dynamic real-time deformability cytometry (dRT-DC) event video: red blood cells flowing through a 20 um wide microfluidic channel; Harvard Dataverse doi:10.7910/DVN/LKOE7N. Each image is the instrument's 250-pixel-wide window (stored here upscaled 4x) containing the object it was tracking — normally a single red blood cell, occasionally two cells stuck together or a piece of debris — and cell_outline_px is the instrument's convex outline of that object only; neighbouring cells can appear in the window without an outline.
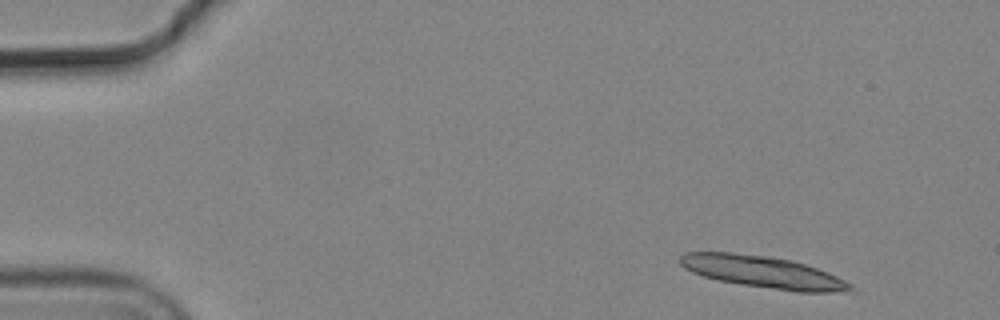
{"species": "common noctule bat (a hibernating species)", "species_latin": "Nyctalus noctula", "temperature_condition": "cold", "stored_images_in_passage": 6, "camera_frame_rate_fps": 3000, "um_per_image_px": 0.085, "animal": {"sex": "male", "body_mass_g": 19.2, "forearm_length_mm": 51.8}, "frame": {"image": 1, "passage_image": 1, "time_ms": 0.0, "image_size_px": [1000, 320], "cell_outline_px": [[852, 288], [836, 292], [796, 292], [740, 284], [716, 280], [692, 272], [684, 268], [680, 264], [680, 256], [684, 252], [732, 252], [764, 256], [792, 260], [828, 272], [852, 284]], "centroid_in_image_um": [64.8, 23.12], "position_along_channel_um": 20.2, "area_um2": 31.44}}
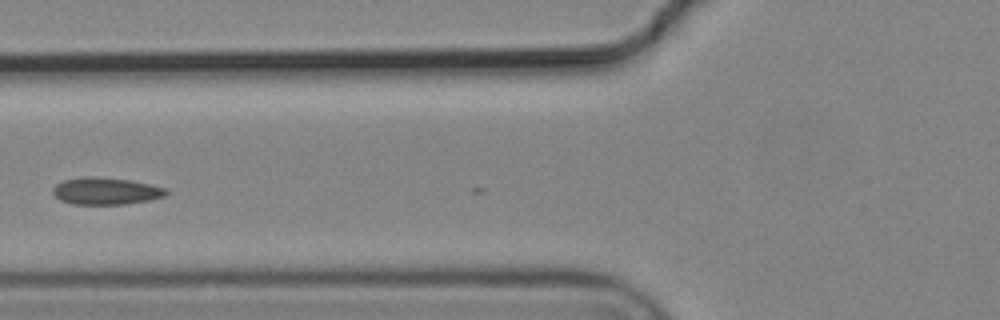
{"frame": {"image": 2, "passage_image": 6, "time_ms": 1.667, "image_size_px": [1000, 320], "cell_outline_px": [[168, 192], [164, 196], [148, 200], [124, 204], [72, 204], [60, 200], [52, 192], [52, 188], [56, 184], [64, 180], [88, 176], [92, 176], [132, 180], [168, 188]], "centroid_in_image_um": [9.0, 16.23], "position_along_channel_um": 116.8, "area_um2": 17.86}}